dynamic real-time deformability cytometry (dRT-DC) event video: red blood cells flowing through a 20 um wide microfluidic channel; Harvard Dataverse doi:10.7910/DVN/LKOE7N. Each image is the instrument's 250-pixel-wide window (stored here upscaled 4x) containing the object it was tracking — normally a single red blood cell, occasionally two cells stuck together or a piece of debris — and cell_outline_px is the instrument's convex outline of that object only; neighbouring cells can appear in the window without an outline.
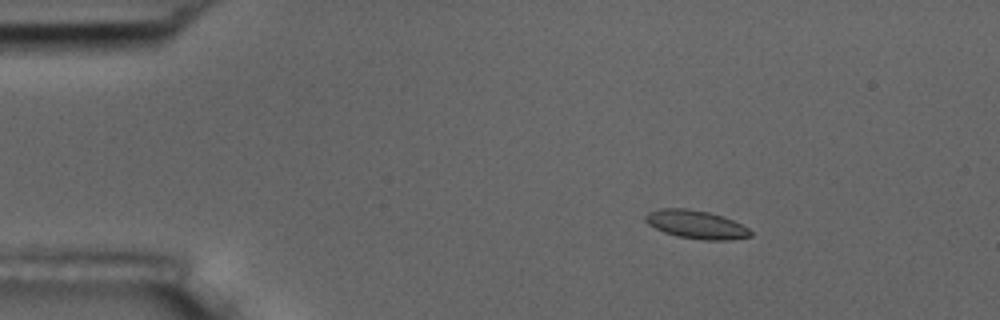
{"species": "common noctule bat (a hibernating species)", "species_latin": "Nyctalus noctula", "temperature_condition": "room temperature", "stored_images_in_passage": 6, "camera_frame_rate_fps": 3000, "um_per_image_px": 0.085, "animal": {"sex": "male", "body_mass_g": 17.5, "forearm_length_mm": 52.3}, "frame": {"image": 1, "passage_image": 3, "time_ms": 0.667, "image_size_px": [1000, 320], "cell_outline_px": [[752, 236], [732, 240], [704, 240], [680, 236], [664, 232], [648, 224], [644, 220], [644, 216], [648, 212], [660, 208], [688, 208], [708, 212], [724, 216], [748, 228], [752, 232]], "centroid_in_image_um": [59.18, 19.07], "position_along_channel_um": 25.8, "area_um2": 17.34}}
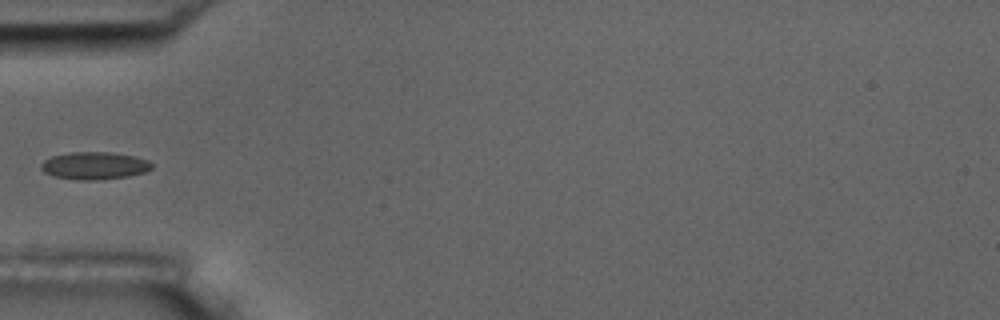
{"frame": {"image": 2, "passage_image": 6, "time_ms": 1.667, "image_size_px": [1000, 320], "cell_outline_px": [[152, 168], [144, 172], [128, 176], [92, 180], [80, 180], [56, 176], [44, 172], [40, 168], [40, 164], [44, 160], [52, 156], [72, 152], [112, 152], [132, 156], [148, 160], [152, 164]], "centroid_in_image_um": [8.01, 14.07], "position_along_channel_um": 77.0, "area_um2": 17.51}}